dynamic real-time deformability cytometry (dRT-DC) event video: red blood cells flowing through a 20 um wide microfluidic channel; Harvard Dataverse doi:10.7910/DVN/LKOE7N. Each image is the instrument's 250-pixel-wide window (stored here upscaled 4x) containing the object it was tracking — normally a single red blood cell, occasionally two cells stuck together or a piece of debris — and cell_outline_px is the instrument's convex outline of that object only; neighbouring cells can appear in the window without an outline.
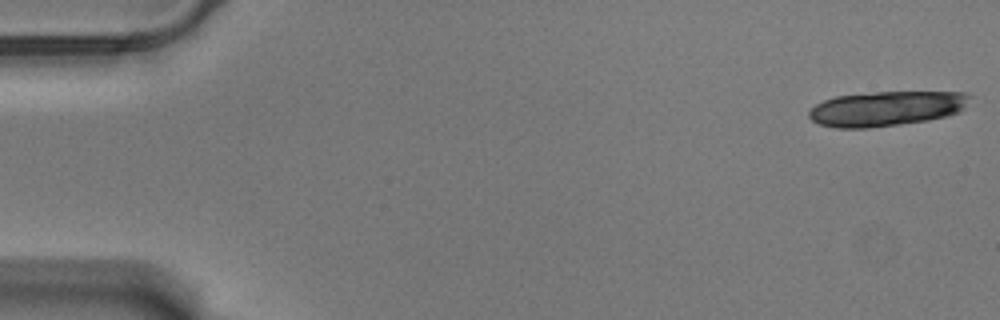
{"species": "Egyptian fruit bat (a non-hibernating species)", "species_latin": "Rousettus aegyptiacus", "temperature_condition": "warm", "stored_images_in_passage": 17, "camera_frame_rate_fps": 3000, "um_per_image_px": 0.085, "animal": {"sex": "male"}, "frame": {"image": 1, "passage_image": 1, "time_ms": 0.0, "image_size_px": [1000, 320], "cell_outline_px": [[972, 96], [964, 108], [960, 112], [948, 116], [928, 120], [900, 124], [868, 128], [836, 128], [820, 124], [812, 120], [808, 116], [808, 112], [816, 104], [824, 100], [836, 96], [876, 92], [968, 92]], "centroid_in_image_um": [75.37, 9.23], "position_along_channel_um": 9.6, "area_um2": 32.77}}